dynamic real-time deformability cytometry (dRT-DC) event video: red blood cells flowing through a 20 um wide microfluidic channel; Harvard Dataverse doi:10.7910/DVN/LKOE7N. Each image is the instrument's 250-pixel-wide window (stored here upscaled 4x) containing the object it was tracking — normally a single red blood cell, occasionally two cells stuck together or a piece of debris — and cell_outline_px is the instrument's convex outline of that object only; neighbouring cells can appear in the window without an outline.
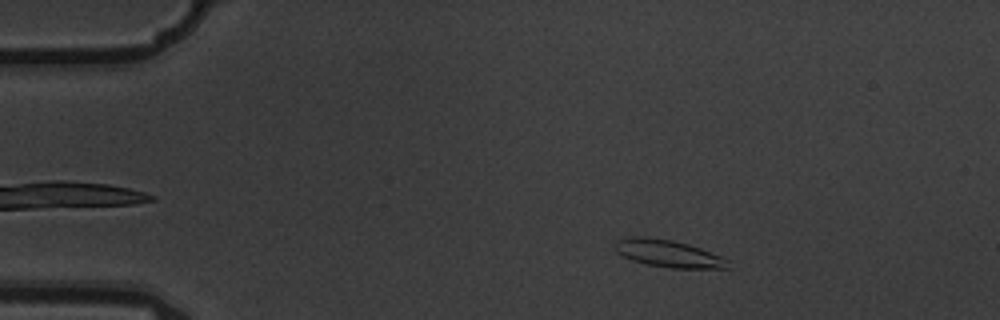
{"species": "common noctule bat (a hibernating species)", "species_latin": "Nyctalus noctula", "temperature_condition": "warm", "stored_images_in_passage": 4, "camera_frame_rate_fps": 3000, "um_per_image_px": 0.085, "animal": {"sex": "male", "body_mass_g": 19.5, "forearm_length_mm": 54.6}, "frame": {"image": 1, "passage_image": 2, "time_ms": 0.333, "image_size_px": [1000, 320], "cell_outline_px": [[732, 268], [668, 268], [648, 264], [632, 260], [616, 252], [616, 240], [628, 236], [648, 236], [672, 240], [688, 244], [700, 248], [732, 260]], "centroid_in_image_um": [56.86, 21.55], "position_along_channel_um": 28.1, "area_um2": 18.21}}
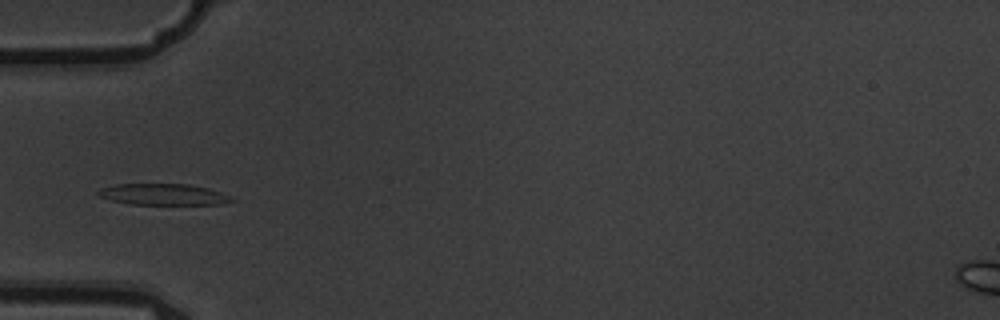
{"frame": {"image": 2, "passage_image": 4, "time_ms": 1.0, "image_size_px": [1000, 320], "cell_outline_px": [[236, 200], [220, 204], [128, 204], [96, 196], [96, 192], [100, 188], [116, 184], [188, 184], [208, 188], [232, 196]], "centroid_in_image_um": [13.86, 16.52], "position_along_channel_um": 71.1, "area_um2": 16.59}}